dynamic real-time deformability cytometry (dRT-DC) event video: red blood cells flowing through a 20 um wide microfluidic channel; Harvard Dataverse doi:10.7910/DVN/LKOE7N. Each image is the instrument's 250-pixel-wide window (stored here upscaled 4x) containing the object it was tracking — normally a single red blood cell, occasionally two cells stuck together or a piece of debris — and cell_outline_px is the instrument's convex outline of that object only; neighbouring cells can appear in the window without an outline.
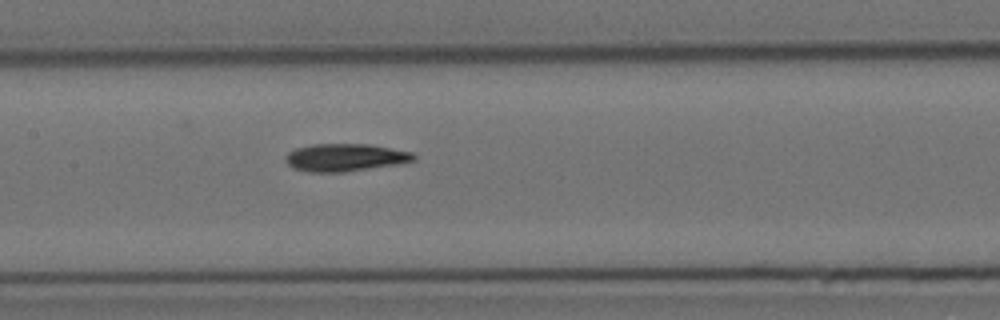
{"species": "Egyptian fruit bat (a non-hibernating species)", "species_latin": "Rousettus aegyptiacus", "temperature_condition": "cold", "stored_images_in_passage": 6, "camera_frame_rate_fps": 3000, "um_per_image_px": 0.085, "animal": {"sex": "female"}, "frame": {"image": 1, "passage_image": 6, "time_ms": 6.333, "image_size_px": [1000, 320], "cell_outline_px": [[416, 160], [400, 164], [344, 172], [308, 172], [292, 168], [284, 160], [284, 156], [288, 152], [296, 148], [312, 144], [368, 144], [412, 152], [416, 156]], "centroid_in_image_um": [29.32, 13.39], "position_along_channel_um": 178.1, "area_um2": 20.81}}